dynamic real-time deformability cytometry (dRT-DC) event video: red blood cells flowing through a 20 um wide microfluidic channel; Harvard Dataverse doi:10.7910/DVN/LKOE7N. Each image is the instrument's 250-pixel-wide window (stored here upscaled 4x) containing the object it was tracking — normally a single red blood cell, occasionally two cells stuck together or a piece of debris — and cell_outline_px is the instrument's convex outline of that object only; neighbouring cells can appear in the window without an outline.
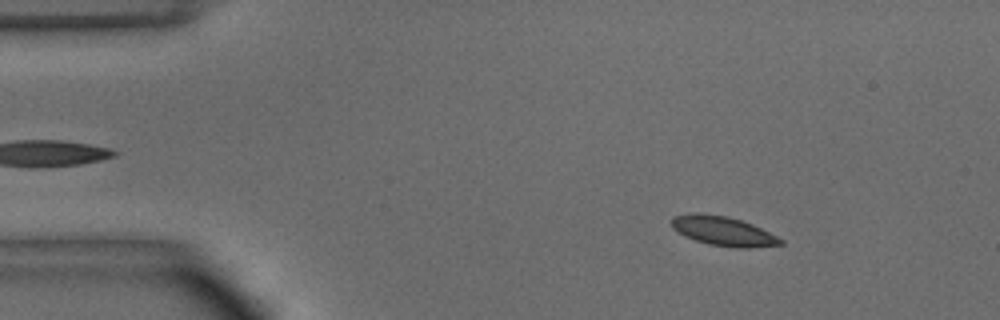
{"species": "common noctule bat (a hibernating species)", "species_latin": "Nyctalus noctula", "temperature_condition": "warm", "stored_images_in_passage": 50, "camera_frame_rate_fps": 3000, "um_per_image_px": 0.085, "animal": {"sex": "male", "body_mass_g": 15.6}, "frame": {"image": 1, "passage_image": 7, "time_ms": 2.0, "image_size_px": [1000, 320], "cell_outline_px": [[780, 244], [712, 244], [688, 236], [680, 232], [672, 224], [672, 220], [676, 216], [720, 216], [740, 220], [760, 228], [780, 240]], "centroid_in_image_um": [61.41, 19.6], "position_along_channel_um": 23.6, "area_um2": 15.55}}
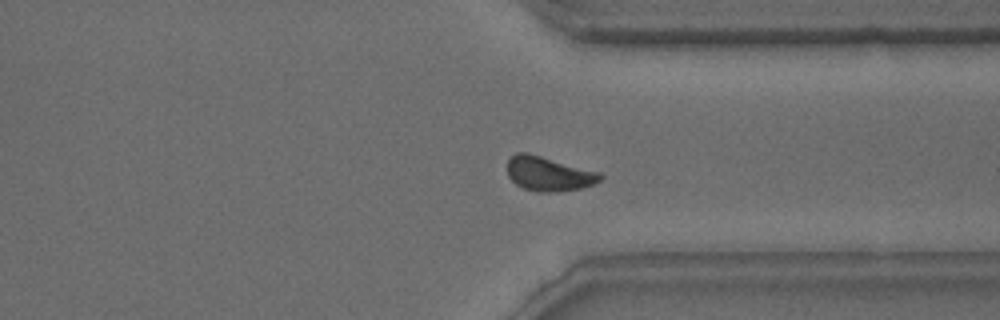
{"frame": {"image": 2, "passage_image": 38, "time_ms": 12.333, "image_size_px": [1000, 320], "cell_outline_px": [[600, 180], [592, 184], [576, 188], [524, 188], [516, 184], [512, 180], [508, 172], [508, 160], [512, 156], [520, 152], [524, 152], [588, 172], [600, 176]], "centroid_in_image_um": [46.45, 14.73], "position_along_channel_um": 364.9, "area_um2": 15.9}}
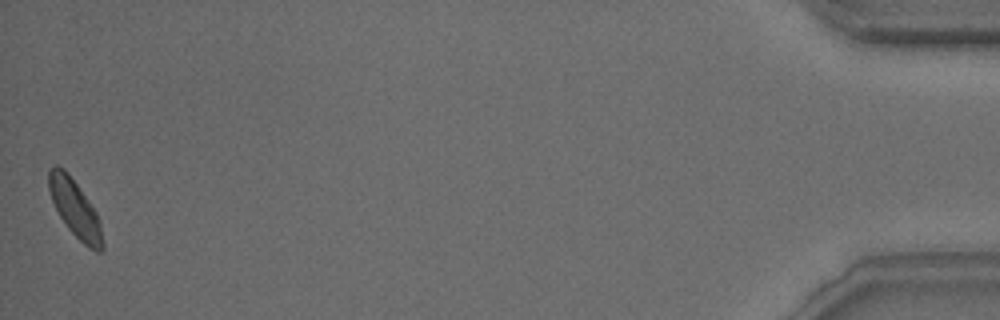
{"frame": {"image": 3, "passage_image": 50, "time_ms": 16.333, "image_size_px": [1000, 320], "cell_outline_px": [[100, 252], [92, 248], [80, 240], [72, 232], [60, 216], [52, 200], [48, 188], [48, 172], [52, 168], [60, 168], [76, 184], [92, 208], [96, 216], [100, 232]], "centroid_in_image_um": [6.29, 17.7], "position_along_channel_um": 428.9, "area_um2": 16.07}, "authors_computed_cell_mechanics": {"area_um2": 16.0395, "velocity_mm_per_s": 3.9804, "shape_relaxation_time_tau1_ms": null, "shape_relaxation_time_tau2_ms": 3.4547, "deformation_change_tau1": null, "deformation_change_tau2": 0.082}}